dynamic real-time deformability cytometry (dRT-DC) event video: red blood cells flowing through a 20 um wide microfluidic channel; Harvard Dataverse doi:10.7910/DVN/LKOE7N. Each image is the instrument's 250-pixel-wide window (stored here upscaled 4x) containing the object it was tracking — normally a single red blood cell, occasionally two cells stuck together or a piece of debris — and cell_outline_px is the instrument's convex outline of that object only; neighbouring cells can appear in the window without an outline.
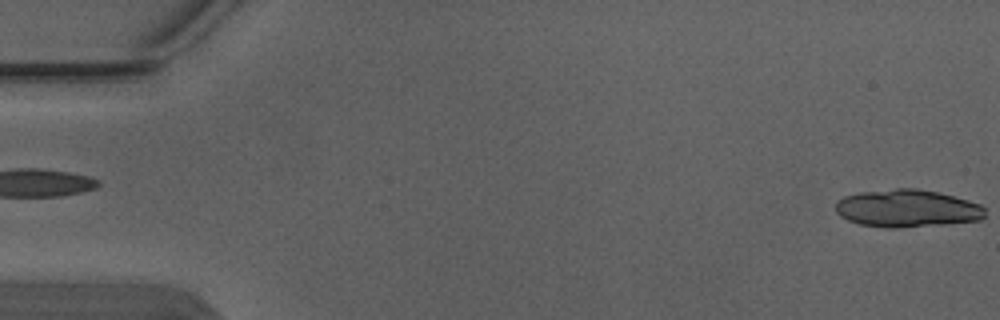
{"species": "Egyptian fruit bat (a non-hibernating species)", "species_latin": "Rousettus aegyptiacus", "temperature_condition": "warm", "stored_images_in_passage": 4, "segment_of_instrument_passage": [2, 2], "camera_frame_rate_fps": 3000, "um_per_image_px": 0.085, "animal": {"sex": "male"}, "frame": {"image": 1, "passage_image": 4, "time_ms": 1.0, "image_size_px": [1000, 320], "cell_outline_px": [[984, 216], [980, 220], [948, 224], [896, 228], [888, 228], [860, 224], [848, 220], [840, 216], [836, 212], [836, 200], [844, 196], [860, 192], [896, 188], [916, 188], [936, 192], [968, 200], [980, 204], [984, 208]], "centroid_in_image_um": [77.08, 17.72], "position_along_channel_um": 7.9, "area_um2": 32.77}}